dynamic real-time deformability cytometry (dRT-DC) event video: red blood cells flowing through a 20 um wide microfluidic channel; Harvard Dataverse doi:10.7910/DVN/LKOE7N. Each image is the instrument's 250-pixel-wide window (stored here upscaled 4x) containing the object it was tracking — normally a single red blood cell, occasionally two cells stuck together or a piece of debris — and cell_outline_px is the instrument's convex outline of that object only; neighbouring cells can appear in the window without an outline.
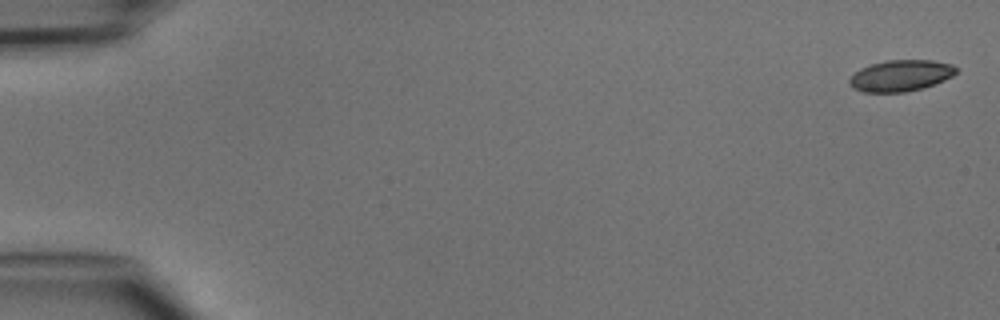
{"species": "common noctule bat (a hibernating species)", "species_latin": "Nyctalus noctula", "temperature_condition": "cold", "stored_images_in_passage": 4, "camera_frame_rate_fps": 3000, "um_per_image_px": 0.085, "animal": {"sex": "male", "body_mass_g": 15.6}, "frame": {"image": 1, "passage_image": 1, "time_ms": 0.0, "image_size_px": [1000, 320], "cell_outline_px": [[956, 72], [952, 76], [944, 80], [924, 88], [904, 92], [864, 92], [852, 88], [848, 84], [848, 80], [860, 68], [872, 64], [888, 60], [932, 60], [952, 64], [956, 68]], "centroid_in_image_um": [76.55, 6.43], "position_along_channel_um": 8.5, "area_um2": 19.42}}
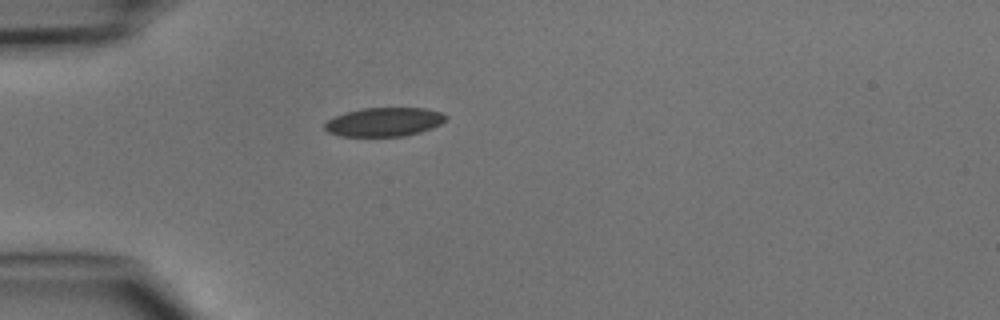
{"frame": {"image": 2, "passage_image": 4, "time_ms": 4.333, "image_size_px": [1000, 320], "cell_outline_px": [[448, 116], [440, 124], [420, 132], [404, 136], [340, 136], [328, 132], [324, 128], [324, 124], [328, 120], [344, 112], [364, 108], [424, 108], [440, 112]], "centroid_in_image_um": [32.63, 10.36], "position_along_channel_um": 52.4, "area_um2": 20.23}}